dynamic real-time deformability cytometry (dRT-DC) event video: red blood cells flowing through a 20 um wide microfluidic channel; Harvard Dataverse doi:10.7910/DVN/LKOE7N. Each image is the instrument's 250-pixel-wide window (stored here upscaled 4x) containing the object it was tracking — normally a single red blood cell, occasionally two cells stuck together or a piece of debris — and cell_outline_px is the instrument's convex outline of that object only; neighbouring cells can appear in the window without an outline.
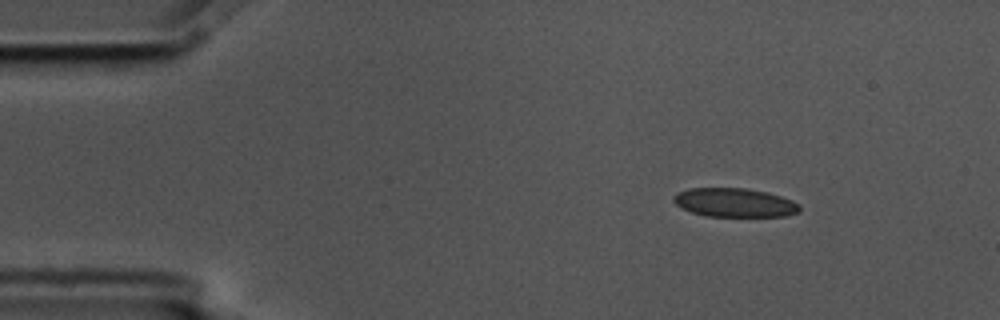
{"species": "common noctule bat (a hibernating species)", "species_latin": "Nyctalus noctula", "temperature_condition": "cold", "stored_images_in_passage": 9, "camera_frame_rate_fps": 3000, "um_per_image_px": 0.085, "animal": {"sex": "male", "body_mass_g": 17.5, "forearm_length_mm": 52.3}, "frame": {"image": 1, "passage_image": 1, "time_ms": 0.0, "image_size_px": [1000, 320], "cell_outline_px": [[800, 212], [784, 216], [704, 216], [680, 208], [672, 200], [672, 196], [676, 192], [688, 188], [748, 188], [768, 192], [792, 200], [800, 204]], "centroid_in_image_um": [62.41, 17.21], "position_along_channel_um": 22.6, "area_um2": 21.44}}
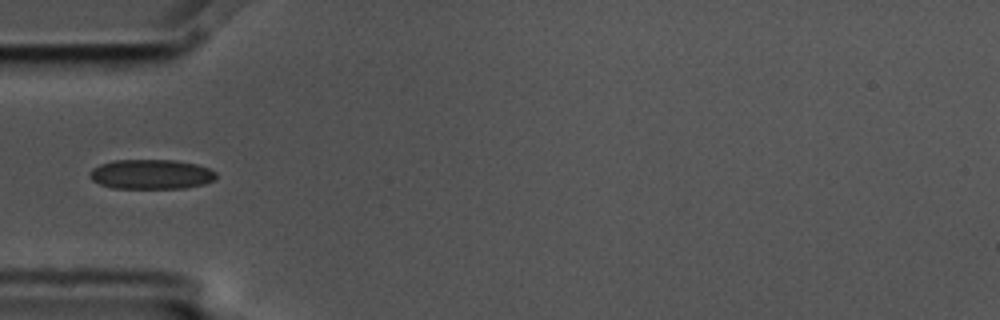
{"frame": {"image": 2, "passage_image": 4, "time_ms": 1.0, "image_size_px": [1000, 320], "cell_outline_px": [[216, 176], [212, 180], [204, 184], [184, 188], [112, 188], [100, 184], [92, 180], [88, 176], [88, 172], [92, 168], [100, 164], [112, 160], [172, 160], [196, 164], [208, 168], [216, 172]], "centroid_in_image_um": [12.79, 14.81], "position_along_channel_um": 72.2, "area_um2": 21.91}}